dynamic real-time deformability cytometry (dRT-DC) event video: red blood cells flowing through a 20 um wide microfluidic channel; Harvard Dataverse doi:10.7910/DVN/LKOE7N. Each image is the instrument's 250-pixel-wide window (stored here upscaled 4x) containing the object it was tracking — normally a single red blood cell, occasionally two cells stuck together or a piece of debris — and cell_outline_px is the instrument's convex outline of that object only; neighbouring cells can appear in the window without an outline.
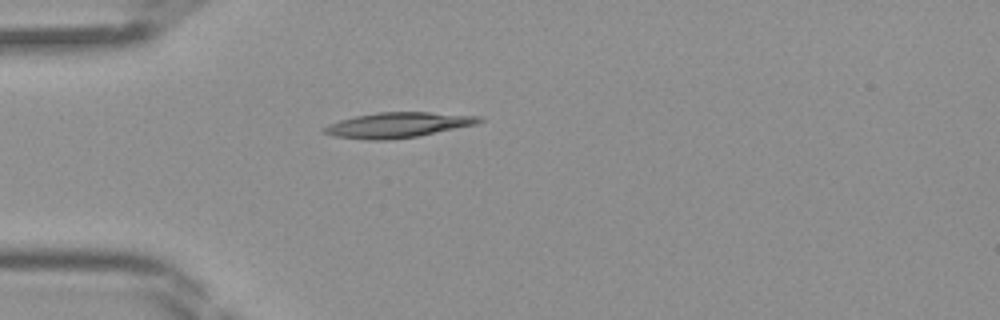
{"species": "Egyptian fruit bat (a non-hibernating species)", "species_latin": "Rousettus aegyptiacus", "temperature_condition": "room temperature", "stored_images_in_passage": 32, "camera_frame_rate_fps": 3000, "um_per_image_px": 0.085, "frame": {"image": 1, "passage_image": 1, "time_ms": 0.0, "image_size_px": [1000, 320], "cell_outline_px": [[484, 120], [476, 124], [416, 136], [384, 140], [368, 140], [336, 136], [324, 132], [320, 128], [328, 124], [340, 120], [356, 116], [376, 112], [428, 112], [480, 116]], "centroid_in_image_um": [33.79, 10.61], "position_along_channel_um": 51.2, "area_um2": 22.48}}
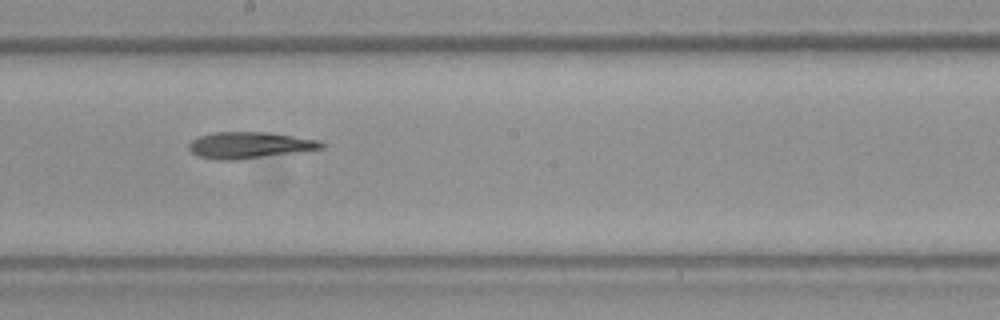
{"frame": {"image": 2, "passage_image": 13, "time_ms": 4.0, "image_size_px": [1000, 320], "cell_outline_px": [[324, 148], [296, 152], [236, 160], [216, 160], [200, 156], [192, 152], [188, 148], [188, 144], [192, 140], [200, 136], [216, 132], [272, 132], [320, 140], [324, 144]], "centroid_in_image_um": [21.23, 12.33], "position_along_channel_um": 227.0, "area_um2": 20.35}}
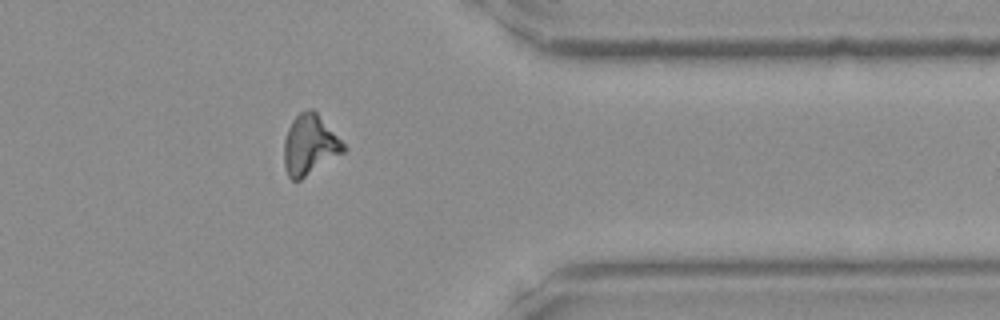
{"frame": {"image": 3, "passage_image": 24, "time_ms": 7.667, "image_size_px": [1000, 320], "cell_outline_px": [[348, 148], [344, 152], [300, 180], [292, 180], [288, 176], [284, 164], [284, 140], [288, 128], [292, 120], [300, 112], [308, 108], [312, 108], [316, 112]], "centroid_in_image_um": [26.31, 12.31], "position_along_channel_um": 385.1, "area_um2": 20.69}}